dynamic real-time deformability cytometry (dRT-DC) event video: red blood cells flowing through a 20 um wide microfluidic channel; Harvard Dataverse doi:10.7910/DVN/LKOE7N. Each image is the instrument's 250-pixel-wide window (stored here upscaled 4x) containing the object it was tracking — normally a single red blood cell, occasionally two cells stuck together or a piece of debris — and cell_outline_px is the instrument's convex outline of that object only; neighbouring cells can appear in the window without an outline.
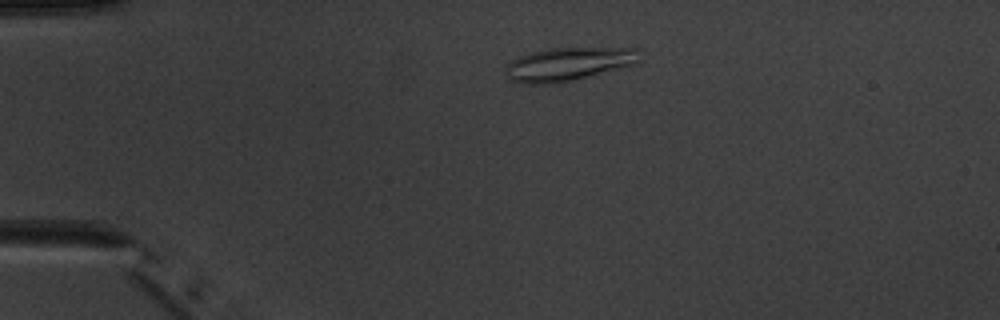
{"species": "common noctule bat (a hibernating species)", "species_latin": "Nyctalus noctula", "temperature_condition": "warm", "stored_images_in_passage": 2, "camera_frame_rate_fps": 3000, "um_per_image_px": 0.085, "animal": {"sex": "male", "body_mass_g": 20.1, "forearm_length_mm": 53.5}, "frame": {"image": 1, "passage_image": 1, "time_ms": 0.0, "image_size_px": [1000, 320], "cell_outline_px": [[640, 60], [636, 64], [560, 84], [528, 84], [512, 80], [508, 76], [504, 68], [512, 60], [520, 56], [532, 52], [548, 48], [636, 48]], "centroid_in_image_um": [48.31, 5.46], "position_along_channel_um": 36.7, "area_um2": 26.07}}